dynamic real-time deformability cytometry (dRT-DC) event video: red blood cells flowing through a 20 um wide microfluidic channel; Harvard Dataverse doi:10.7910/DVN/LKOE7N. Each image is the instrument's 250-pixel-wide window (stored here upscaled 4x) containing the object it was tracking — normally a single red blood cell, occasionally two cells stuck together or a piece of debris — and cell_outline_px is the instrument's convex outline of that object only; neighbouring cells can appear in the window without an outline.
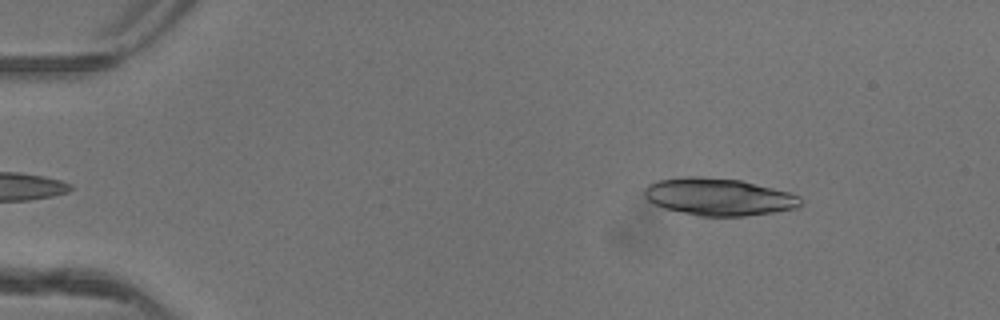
{"species": "common noctule bat (a hibernating species)", "species_latin": "Nyctalus noctula", "temperature_condition": "warm", "stored_images_in_passage": 44, "camera_frame_rate_fps": 3000, "um_per_image_px": 0.085, "animal": {"sex": "female"}, "frame": {"image": 1, "passage_image": 2, "time_ms": 0.333, "image_size_px": [1000, 320], "cell_outline_px": [[804, 204], [796, 208], [772, 212], [744, 216], [700, 216], [664, 208], [648, 200], [644, 196], [644, 188], [648, 184], [656, 180], [688, 176], [700, 176], [740, 180], [788, 192], [800, 196], [804, 200]], "centroid_in_image_um": [61.09, 16.72], "position_along_channel_um": 23.9, "area_um2": 33.93}}